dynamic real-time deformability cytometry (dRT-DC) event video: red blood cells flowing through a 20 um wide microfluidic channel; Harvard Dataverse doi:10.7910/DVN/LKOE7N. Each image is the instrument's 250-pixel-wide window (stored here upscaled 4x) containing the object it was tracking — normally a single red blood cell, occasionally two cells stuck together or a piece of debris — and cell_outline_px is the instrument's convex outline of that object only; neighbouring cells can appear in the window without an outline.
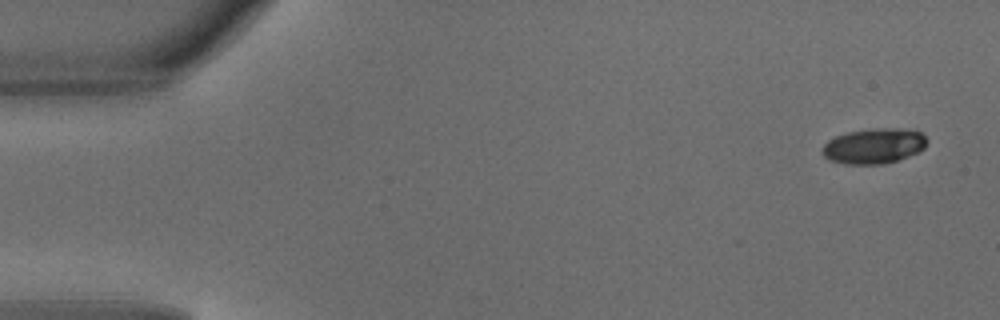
{"species": "common noctule bat (a hibernating species)", "species_latin": "Nyctalus noctula", "temperature_condition": "warm", "stored_images_in_passage": 6, "camera_frame_rate_fps": 3000, "um_per_image_px": 0.085, "animal": {"sex": "male", "body_mass_g": 18.8}, "frame": {"image": 1, "passage_image": 1, "time_ms": 0.0, "image_size_px": [1000, 320], "cell_outline_px": [[928, 140], [924, 148], [908, 156], [896, 160], [880, 164], [844, 164], [828, 160], [820, 152], [824, 144], [828, 140], [836, 136], [848, 132], [872, 128], [908, 128], [920, 132]], "centroid_in_image_um": [74.25, 12.4], "position_along_channel_um": 10.7, "area_um2": 21.62}}
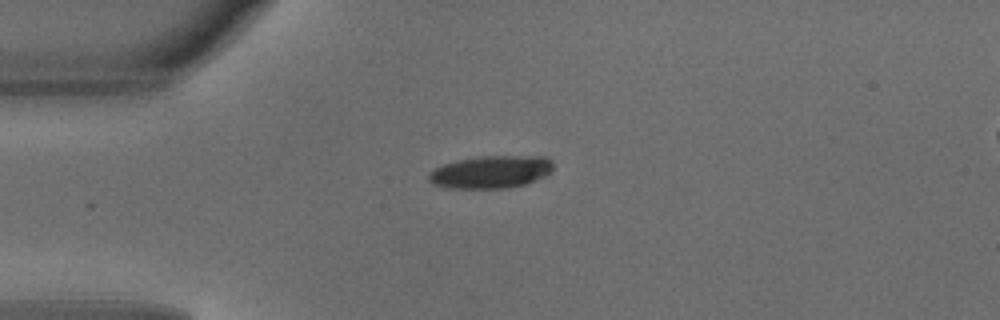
{"frame": {"image": 2, "passage_image": 4, "time_ms": 1.0, "image_size_px": [1000, 320], "cell_outline_px": [[552, 172], [536, 180], [524, 184], [508, 188], [444, 188], [432, 184], [428, 180], [428, 172], [440, 164], [456, 160], [480, 156], [548, 156], [552, 160]], "centroid_in_image_um": [41.69, 14.61], "position_along_channel_um": 43.3, "area_um2": 24.04}}